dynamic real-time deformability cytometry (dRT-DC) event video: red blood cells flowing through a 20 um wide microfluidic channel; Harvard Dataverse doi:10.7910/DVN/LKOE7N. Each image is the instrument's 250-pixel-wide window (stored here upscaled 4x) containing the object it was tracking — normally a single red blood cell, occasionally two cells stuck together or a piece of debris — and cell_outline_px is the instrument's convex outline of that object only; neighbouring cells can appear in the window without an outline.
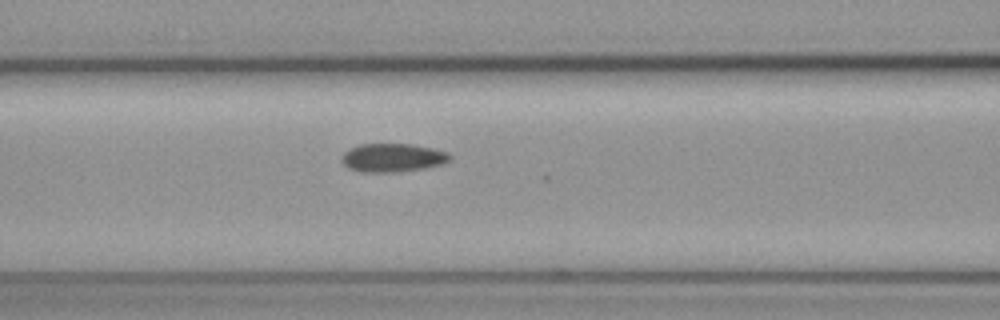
{"species": "common noctule bat (a hibernating species)", "species_latin": "Nyctalus noctula", "temperature_condition": "cold", "stored_images_in_passage": 8, "camera_frame_rate_fps": 3000, "um_per_image_px": 0.085, "animal": {"sex": "female", "body_mass_g": 19.3, "forearm_length_mm": 54.1}, "frame": {"image": 1, "passage_image": 8, "time_ms": 2.333, "image_size_px": [1000, 320], "cell_outline_px": [[452, 160], [440, 164], [424, 168], [396, 172], [360, 172], [348, 168], [340, 160], [340, 156], [344, 152], [360, 144], [412, 144], [432, 148], [448, 152], [452, 156]], "centroid_in_image_um": [33.36, 13.4], "position_along_channel_um": 133.2, "area_um2": 18.03}}